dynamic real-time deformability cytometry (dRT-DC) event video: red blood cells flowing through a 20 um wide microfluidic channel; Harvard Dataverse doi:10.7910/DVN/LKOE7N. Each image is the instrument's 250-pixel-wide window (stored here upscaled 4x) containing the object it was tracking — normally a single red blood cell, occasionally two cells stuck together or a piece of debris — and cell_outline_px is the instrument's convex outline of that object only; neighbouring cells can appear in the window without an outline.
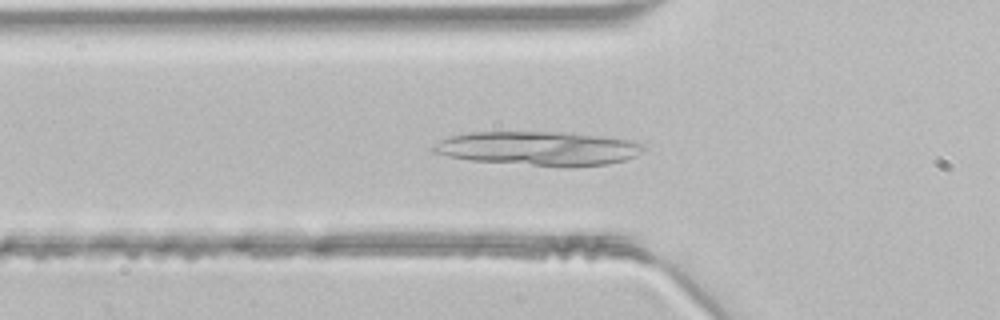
{"species": "common noctule bat (a hibernating species)", "species_latin": "Nyctalus noctula", "temperature_condition": "room temperature", "stored_images_in_passage": 39, "camera_frame_rate_fps": 3000, "um_per_image_px": 0.085, "animal": {"sex": "male", "body_mass_g": 21.5, "forearm_length_mm": 52.0}, "frame": {"image": 1, "passage_image": 13, "time_ms": 4.0, "image_size_px": [1000, 320], "cell_outline_px": [[648, 148], [644, 152], [636, 156], [624, 160], [608, 164], [572, 168], [472, 160], [448, 156], [432, 152], [432, 144], [448, 136], [468, 132], [564, 132], [604, 136], [636, 140], [644, 144]], "centroid_in_image_um": [45.86, 12.61], "position_along_channel_um": 79.9, "area_um2": 42.37}}
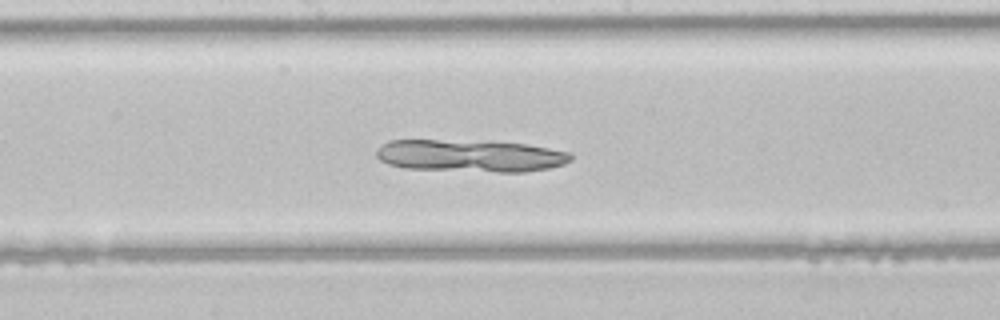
{"frame": {"image": 2, "passage_image": 22, "time_ms": 7.0, "image_size_px": [1000, 320], "cell_outline_px": [[572, 160], [564, 164], [548, 168], [524, 172], [496, 172], [404, 168], [388, 164], [380, 160], [376, 156], [376, 148], [380, 144], [388, 140], [436, 140], [528, 144], [572, 152]], "centroid_in_image_um": [39.96, 13.25], "position_along_channel_um": 208.2, "area_um2": 36.53}}
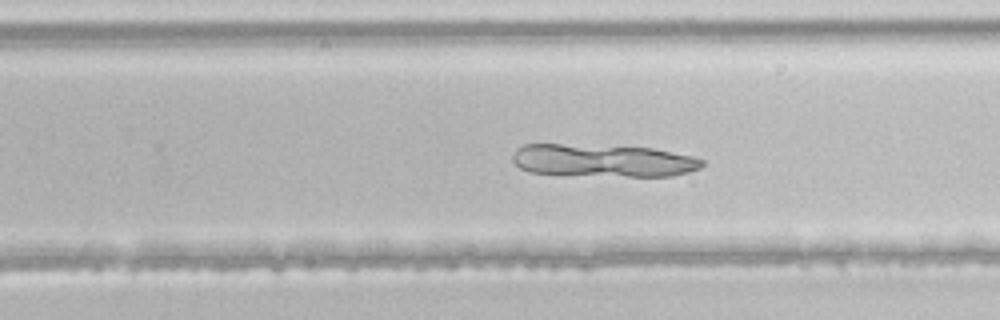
{"frame": {"image": 3, "passage_image": 27, "time_ms": 8.667, "image_size_px": [1000, 320], "cell_outline_px": [[704, 164], [700, 168], [688, 172], [672, 176], [628, 176], [528, 172], [520, 168], [512, 160], [512, 156], [516, 148], [524, 144], [560, 144], [652, 148], [692, 156], [704, 160]], "centroid_in_image_um": [51.25, 13.64], "position_along_channel_um": 278.5, "area_um2": 35.66}}